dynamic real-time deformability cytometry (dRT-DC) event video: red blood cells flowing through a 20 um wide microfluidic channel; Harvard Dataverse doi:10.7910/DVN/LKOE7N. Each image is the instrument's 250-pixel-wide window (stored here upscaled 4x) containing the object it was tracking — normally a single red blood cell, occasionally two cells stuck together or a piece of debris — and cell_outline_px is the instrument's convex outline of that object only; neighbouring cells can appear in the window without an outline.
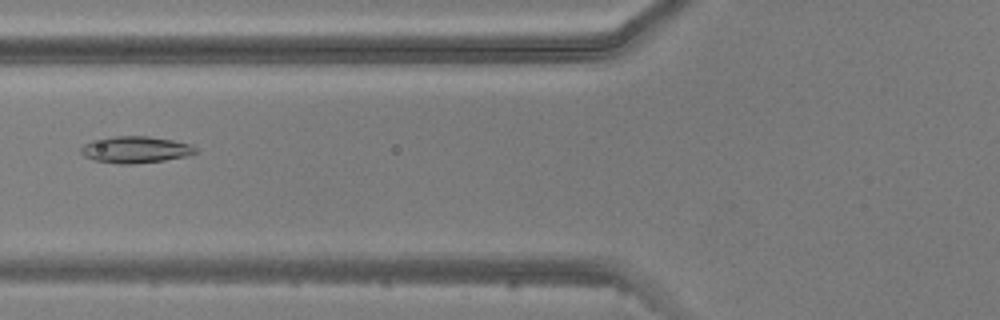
{"species": "common noctule bat (a hibernating species)", "species_latin": "Nyctalus noctula", "temperature_condition": "warm", "stored_images_in_passage": 3, "camera_frame_rate_fps": 3000, "um_per_image_px": 0.085, "animal": {"sex": "male", "body_mass_g": 20.5, "forearm_length_mm": 52.5}, "frame": {"image": 1, "passage_image": 3, "time_ms": 2.333, "image_size_px": [1000, 320], "cell_outline_px": [[196, 152], [184, 156], [164, 160], [132, 164], [120, 164], [96, 160], [84, 156], [80, 152], [80, 148], [84, 144], [92, 140], [116, 136], [148, 136], [172, 140], [192, 144], [196, 148]], "centroid_in_image_um": [11.49, 12.71], "position_along_channel_um": 114.3, "area_um2": 17.63}}